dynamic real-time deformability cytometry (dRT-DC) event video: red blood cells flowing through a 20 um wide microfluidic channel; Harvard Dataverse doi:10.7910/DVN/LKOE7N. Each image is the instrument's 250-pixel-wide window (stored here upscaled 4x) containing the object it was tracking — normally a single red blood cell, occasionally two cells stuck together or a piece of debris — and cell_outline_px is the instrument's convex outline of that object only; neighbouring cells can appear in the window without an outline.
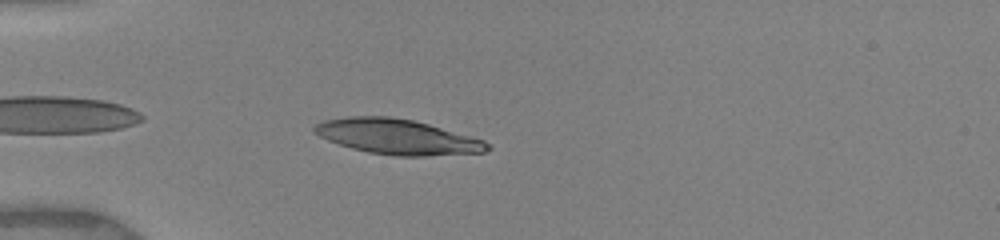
{"species": "human", "species_latin": "Homo sapiens", "temperature_condition": "warm", "stored_images_in_passage": 17, "camera_frame_rate_fps": 3000, "um_per_image_px": 0.085, "donor": {"sex": "female"}, "frame": {"image": 1, "passage_image": 9, "time_ms": 4.667, "image_size_px": [1000, 240], "cell_outline_px": [[492, 148], [484, 152], [424, 156], [396, 156], [368, 152], [352, 148], [328, 140], [312, 132], [312, 128], [316, 124], [324, 120], [348, 116], [388, 116], [412, 120], [428, 124], [484, 140]], "centroid_in_image_um": [33.74, 11.62], "position_along_channel_um": 51.3, "area_um2": 35.2}}